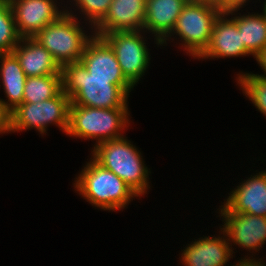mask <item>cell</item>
<instances>
[{
  "instance_id": "obj_1",
  "label": "cell",
  "mask_w": 266,
  "mask_h": 266,
  "mask_svg": "<svg viewBox=\"0 0 266 266\" xmlns=\"http://www.w3.org/2000/svg\"><path fill=\"white\" fill-rule=\"evenodd\" d=\"M63 91L70 105L92 108H128V97L134 86L127 79L92 78L81 62L62 67Z\"/></svg>"
},
{
  "instance_id": "obj_2",
  "label": "cell",
  "mask_w": 266,
  "mask_h": 266,
  "mask_svg": "<svg viewBox=\"0 0 266 266\" xmlns=\"http://www.w3.org/2000/svg\"><path fill=\"white\" fill-rule=\"evenodd\" d=\"M75 177V192L89 204L105 211L126 208L138 196L112 171L103 168L92 157Z\"/></svg>"
},
{
  "instance_id": "obj_3",
  "label": "cell",
  "mask_w": 266,
  "mask_h": 266,
  "mask_svg": "<svg viewBox=\"0 0 266 266\" xmlns=\"http://www.w3.org/2000/svg\"><path fill=\"white\" fill-rule=\"evenodd\" d=\"M126 136L98 143L91 157L103 168L121 178L141 198L147 194L151 174L140 150Z\"/></svg>"
},
{
  "instance_id": "obj_4",
  "label": "cell",
  "mask_w": 266,
  "mask_h": 266,
  "mask_svg": "<svg viewBox=\"0 0 266 266\" xmlns=\"http://www.w3.org/2000/svg\"><path fill=\"white\" fill-rule=\"evenodd\" d=\"M129 116V108L105 109L70 105L66 135L96 140L94 147L103 141L124 137V130L130 126Z\"/></svg>"
},
{
  "instance_id": "obj_5",
  "label": "cell",
  "mask_w": 266,
  "mask_h": 266,
  "mask_svg": "<svg viewBox=\"0 0 266 266\" xmlns=\"http://www.w3.org/2000/svg\"><path fill=\"white\" fill-rule=\"evenodd\" d=\"M221 10L215 2L189 0L177 18L172 32L160 43L167 46V41H174L172 35L179 36L181 48L186 54L197 59L207 48L213 26Z\"/></svg>"
},
{
  "instance_id": "obj_6",
  "label": "cell",
  "mask_w": 266,
  "mask_h": 266,
  "mask_svg": "<svg viewBox=\"0 0 266 266\" xmlns=\"http://www.w3.org/2000/svg\"><path fill=\"white\" fill-rule=\"evenodd\" d=\"M74 16L65 13L59 20L45 26L35 37L62 68L66 64L80 62L87 43L94 37ZM87 33V34H86ZM89 34V35H88Z\"/></svg>"
},
{
  "instance_id": "obj_7",
  "label": "cell",
  "mask_w": 266,
  "mask_h": 266,
  "mask_svg": "<svg viewBox=\"0 0 266 266\" xmlns=\"http://www.w3.org/2000/svg\"><path fill=\"white\" fill-rule=\"evenodd\" d=\"M70 104V97L63 90L49 100L22 103L11 112V133L34 128L43 136L48 126L54 124L66 134Z\"/></svg>"
},
{
  "instance_id": "obj_8",
  "label": "cell",
  "mask_w": 266,
  "mask_h": 266,
  "mask_svg": "<svg viewBox=\"0 0 266 266\" xmlns=\"http://www.w3.org/2000/svg\"><path fill=\"white\" fill-rule=\"evenodd\" d=\"M143 34V35H142ZM145 31H114L102 38L114 50L125 78L135 87L148 66L151 55L146 43ZM145 39V40H144Z\"/></svg>"
},
{
  "instance_id": "obj_9",
  "label": "cell",
  "mask_w": 266,
  "mask_h": 266,
  "mask_svg": "<svg viewBox=\"0 0 266 266\" xmlns=\"http://www.w3.org/2000/svg\"><path fill=\"white\" fill-rule=\"evenodd\" d=\"M217 213L224 222L219 229L226 235L233 254L236 252L233 251L232 243L256 256L254 254L259 253L260 247L266 244V217L235 212Z\"/></svg>"
},
{
  "instance_id": "obj_10",
  "label": "cell",
  "mask_w": 266,
  "mask_h": 266,
  "mask_svg": "<svg viewBox=\"0 0 266 266\" xmlns=\"http://www.w3.org/2000/svg\"><path fill=\"white\" fill-rule=\"evenodd\" d=\"M9 1L21 38L35 37L45 26L56 22L66 13V8L61 6L63 3L57 0Z\"/></svg>"
},
{
  "instance_id": "obj_11",
  "label": "cell",
  "mask_w": 266,
  "mask_h": 266,
  "mask_svg": "<svg viewBox=\"0 0 266 266\" xmlns=\"http://www.w3.org/2000/svg\"><path fill=\"white\" fill-rule=\"evenodd\" d=\"M228 195L219 206L220 212L266 217V169L244 179Z\"/></svg>"
},
{
  "instance_id": "obj_12",
  "label": "cell",
  "mask_w": 266,
  "mask_h": 266,
  "mask_svg": "<svg viewBox=\"0 0 266 266\" xmlns=\"http://www.w3.org/2000/svg\"><path fill=\"white\" fill-rule=\"evenodd\" d=\"M230 14L221 13L214 23L210 40L205 51L197 58L220 59L252 55L242 42L241 32Z\"/></svg>"
},
{
  "instance_id": "obj_13",
  "label": "cell",
  "mask_w": 266,
  "mask_h": 266,
  "mask_svg": "<svg viewBox=\"0 0 266 266\" xmlns=\"http://www.w3.org/2000/svg\"><path fill=\"white\" fill-rule=\"evenodd\" d=\"M217 236H203L186 245L181 253L183 266H226L233 259L231 246L224 232ZM223 235V236H222ZM230 266H233L230 264Z\"/></svg>"
},
{
  "instance_id": "obj_14",
  "label": "cell",
  "mask_w": 266,
  "mask_h": 266,
  "mask_svg": "<svg viewBox=\"0 0 266 266\" xmlns=\"http://www.w3.org/2000/svg\"><path fill=\"white\" fill-rule=\"evenodd\" d=\"M145 15L146 0H112L108 12L93 32L102 37L114 31H141Z\"/></svg>"
},
{
  "instance_id": "obj_15",
  "label": "cell",
  "mask_w": 266,
  "mask_h": 266,
  "mask_svg": "<svg viewBox=\"0 0 266 266\" xmlns=\"http://www.w3.org/2000/svg\"><path fill=\"white\" fill-rule=\"evenodd\" d=\"M189 0H146L143 31L151 33L154 43H160L172 32L177 18ZM154 34V35H153Z\"/></svg>"
},
{
  "instance_id": "obj_16",
  "label": "cell",
  "mask_w": 266,
  "mask_h": 266,
  "mask_svg": "<svg viewBox=\"0 0 266 266\" xmlns=\"http://www.w3.org/2000/svg\"><path fill=\"white\" fill-rule=\"evenodd\" d=\"M80 62L92 78L126 79L114 50L102 37L94 35L87 43Z\"/></svg>"
},
{
  "instance_id": "obj_17",
  "label": "cell",
  "mask_w": 266,
  "mask_h": 266,
  "mask_svg": "<svg viewBox=\"0 0 266 266\" xmlns=\"http://www.w3.org/2000/svg\"><path fill=\"white\" fill-rule=\"evenodd\" d=\"M13 53L27 77L62 75V68L52 54L34 38H21Z\"/></svg>"
},
{
  "instance_id": "obj_18",
  "label": "cell",
  "mask_w": 266,
  "mask_h": 266,
  "mask_svg": "<svg viewBox=\"0 0 266 266\" xmlns=\"http://www.w3.org/2000/svg\"><path fill=\"white\" fill-rule=\"evenodd\" d=\"M0 64V81L7 98V101L0 98V102L12 112L23 103L27 76L13 52L0 54Z\"/></svg>"
},
{
  "instance_id": "obj_19",
  "label": "cell",
  "mask_w": 266,
  "mask_h": 266,
  "mask_svg": "<svg viewBox=\"0 0 266 266\" xmlns=\"http://www.w3.org/2000/svg\"><path fill=\"white\" fill-rule=\"evenodd\" d=\"M236 12L227 14H231V18L236 22L237 28L241 32L242 42L256 59L266 49V13L264 11L260 14L247 12L248 15L247 13L241 15L240 12Z\"/></svg>"
},
{
  "instance_id": "obj_20",
  "label": "cell",
  "mask_w": 266,
  "mask_h": 266,
  "mask_svg": "<svg viewBox=\"0 0 266 266\" xmlns=\"http://www.w3.org/2000/svg\"><path fill=\"white\" fill-rule=\"evenodd\" d=\"M63 90L62 75L27 77L23 103H37L57 96Z\"/></svg>"
},
{
  "instance_id": "obj_21",
  "label": "cell",
  "mask_w": 266,
  "mask_h": 266,
  "mask_svg": "<svg viewBox=\"0 0 266 266\" xmlns=\"http://www.w3.org/2000/svg\"><path fill=\"white\" fill-rule=\"evenodd\" d=\"M236 82L256 109L266 117V78L254 73L236 74Z\"/></svg>"
},
{
  "instance_id": "obj_22",
  "label": "cell",
  "mask_w": 266,
  "mask_h": 266,
  "mask_svg": "<svg viewBox=\"0 0 266 266\" xmlns=\"http://www.w3.org/2000/svg\"><path fill=\"white\" fill-rule=\"evenodd\" d=\"M20 40L10 1L0 0V54L13 52Z\"/></svg>"
},
{
  "instance_id": "obj_23",
  "label": "cell",
  "mask_w": 266,
  "mask_h": 266,
  "mask_svg": "<svg viewBox=\"0 0 266 266\" xmlns=\"http://www.w3.org/2000/svg\"><path fill=\"white\" fill-rule=\"evenodd\" d=\"M70 6H75L77 10L73 7L72 8L68 5L66 7V13H68L71 16H74L76 11H78L81 15L80 20H84L82 23H86L85 25L90 26L89 29L93 31V28L105 17L106 13L109 10L110 4L112 0H70ZM72 4V5H71ZM69 8V9H67ZM75 12V13H74ZM84 15V16H82ZM84 17V18H82ZM87 21V22H86Z\"/></svg>"
},
{
  "instance_id": "obj_24",
  "label": "cell",
  "mask_w": 266,
  "mask_h": 266,
  "mask_svg": "<svg viewBox=\"0 0 266 266\" xmlns=\"http://www.w3.org/2000/svg\"><path fill=\"white\" fill-rule=\"evenodd\" d=\"M250 0H216L215 4L221 10V13H230L233 11H240L241 8L247 6Z\"/></svg>"
},
{
  "instance_id": "obj_25",
  "label": "cell",
  "mask_w": 266,
  "mask_h": 266,
  "mask_svg": "<svg viewBox=\"0 0 266 266\" xmlns=\"http://www.w3.org/2000/svg\"><path fill=\"white\" fill-rule=\"evenodd\" d=\"M11 133V112L0 102V134Z\"/></svg>"
},
{
  "instance_id": "obj_26",
  "label": "cell",
  "mask_w": 266,
  "mask_h": 266,
  "mask_svg": "<svg viewBox=\"0 0 266 266\" xmlns=\"http://www.w3.org/2000/svg\"><path fill=\"white\" fill-rule=\"evenodd\" d=\"M243 257V259L241 257V259L234 262L233 266H266V263L262 260L263 258H254L252 255L249 257L247 255Z\"/></svg>"
},
{
  "instance_id": "obj_27",
  "label": "cell",
  "mask_w": 266,
  "mask_h": 266,
  "mask_svg": "<svg viewBox=\"0 0 266 266\" xmlns=\"http://www.w3.org/2000/svg\"><path fill=\"white\" fill-rule=\"evenodd\" d=\"M255 60L263 70L262 72H264L263 74H258V75L266 78V49L258 57H256Z\"/></svg>"
},
{
  "instance_id": "obj_28",
  "label": "cell",
  "mask_w": 266,
  "mask_h": 266,
  "mask_svg": "<svg viewBox=\"0 0 266 266\" xmlns=\"http://www.w3.org/2000/svg\"><path fill=\"white\" fill-rule=\"evenodd\" d=\"M264 1L265 2H263V6H262L263 10L262 11H264L266 13V0H264Z\"/></svg>"
}]
</instances>
